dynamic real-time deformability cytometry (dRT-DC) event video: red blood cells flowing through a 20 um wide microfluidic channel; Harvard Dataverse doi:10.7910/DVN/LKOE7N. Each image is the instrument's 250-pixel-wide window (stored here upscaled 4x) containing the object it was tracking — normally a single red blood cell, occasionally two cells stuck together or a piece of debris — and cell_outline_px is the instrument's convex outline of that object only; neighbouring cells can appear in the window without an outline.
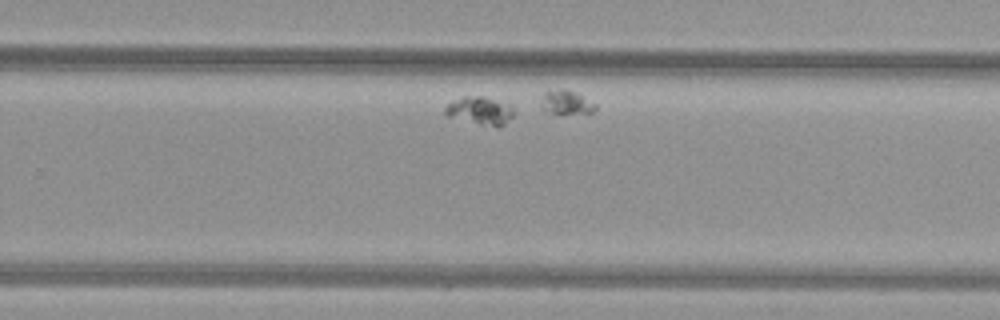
{"species": "common noctule bat (a hibernating species)", "species_latin": "Nyctalus noctula", "temperature_condition": "warm", "stored_images_in_passage": 30, "segment_of_instrument_passage": [2, 2], "camera_frame_rate_fps": 3000, "um_per_image_px": 0.085, "animal": {"sex": "female", "body_mass_g": 29.2, "forearm_length_mm": 56.3}, "frame": {"image": 1, "passage_image": 23, "time_ms": 7.333, "image_size_px": [1000, 320], "cell_outline_px": [[516, 112], [504, 124], [480, 124], [448, 116], [444, 112], [444, 108], [452, 100], [464, 96], [484, 96], [512, 104]], "centroid_in_image_um": [40.82, 9.35], "position_along_channel_um": 289.0, "area_um2": 11.04}}
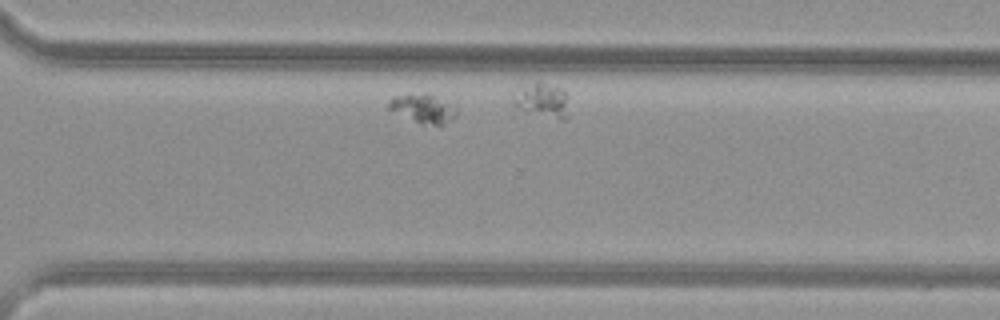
{"frame": {"image": 2, "passage_image": 27, "time_ms": 8.667, "image_size_px": [1000, 320], "cell_outline_px": [[456, 116], [452, 120], [444, 124], [420, 124], [388, 108], [388, 100], [392, 96], [424, 92], [456, 104]], "centroid_in_image_um": [35.99, 9.19], "position_along_channel_um": 334.6, "area_um2": 11.56}}